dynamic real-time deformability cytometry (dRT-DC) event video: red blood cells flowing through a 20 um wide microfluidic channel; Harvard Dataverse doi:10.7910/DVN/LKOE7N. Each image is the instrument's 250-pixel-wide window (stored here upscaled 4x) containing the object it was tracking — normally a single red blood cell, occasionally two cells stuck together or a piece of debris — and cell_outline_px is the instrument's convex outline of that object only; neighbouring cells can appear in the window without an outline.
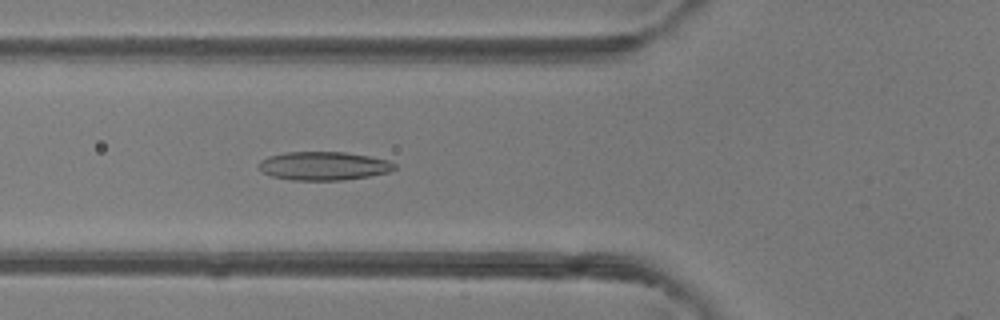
{"species": "common noctule bat (a hibernating species)", "species_latin": "Nyctalus noctula", "temperature_condition": "room temperature", "stored_images_in_passage": 45, "camera_frame_rate_fps": 3000, "um_per_image_px": 0.085, "animal": {"sex": "female"}, "frame": {"image": 1, "passage_image": 15, "time_ms": 4.667, "image_size_px": [1000, 320], "cell_outline_px": [[396, 168], [388, 172], [368, 176], [344, 180], [292, 180], [272, 176], [264, 172], [256, 164], [260, 160], [268, 156], [284, 152], [344, 152], [372, 156], [388, 160], [396, 164]], "centroid_in_image_um": [27.51, 14.09], "position_along_channel_um": 98.3, "area_um2": 22.66}}
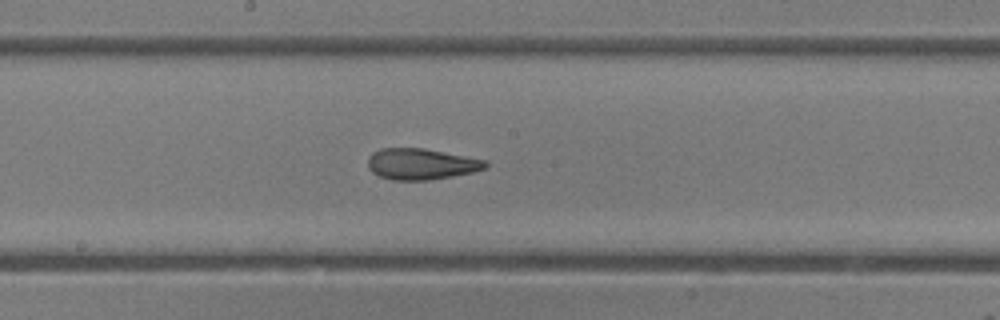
{"frame": {"image": 2, "passage_image": 23, "time_ms": 7.333, "image_size_px": [1000, 320], "cell_outline_px": [[488, 168], [472, 172], [452, 176], [428, 180], [392, 180], [380, 176], [372, 172], [368, 168], [368, 156], [372, 152], [380, 148], [424, 148], [488, 160]], "centroid_in_image_um": [35.81, 13.93], "position_along_channel_um": 212.4, "area_um2": 21.5}}
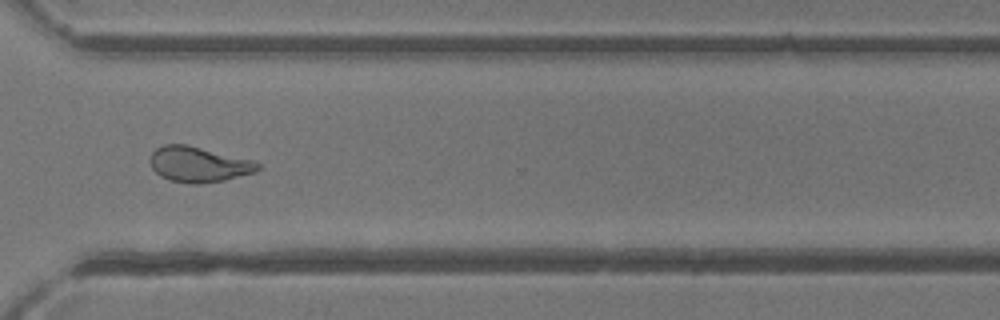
{"frame": {"image": 3, "passage_image": 33, "time_ms": 10.667, "image_size_px": [1000, 320], "cell_outline_px": [[260, 168], [256, 172], [224, 180], [200, 184], [192, 184], [168, 180], [160, 176], [152, 168], [148, 160], [152, 152], [156, 148], [164, 144], [188, 144], [252, 160], [260, 164]], "centroid_in_image_um": [16.85, 13.97], "position_along_channel_um": 353.7, "area_um2": 22.43}, "authors_computed_cell_mechanics": {"area_um2": 22.6576, "velocity_mm_per_s": 4.2506, "shape_relaxation_time_tau1_ms": 9.2877, "shape_relaxation_time_tau2_ms": 1.6047, "deformation_change_tau1": 0.2428, "deformation_change_tau2": 0.0891}}